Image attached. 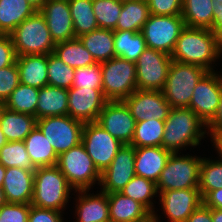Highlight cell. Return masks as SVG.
I'll list each match as a JSON object with an SVG mask.
<instances>
[{
    "instance_id": "obj_48",
    "label": "cell",
    "mask_w": 222,
    "mask_h": 222,
    "mask_svg": "<svg viewBox=\"0 0 222 222\" xmlns=\"http://www.w3.org/2000/svg\"><path fill=\"white\" fill-rule=\"evenodd\" d=\"M213 6V23L210 30L222 42V0H211Z\"/></svg>"
},
{
    "instance_id": "obj_13",
    "label": "cell",
    "mask_w": 222,
    "mask_h": 222,
    "mask_svg": "<svg viewBox=\"0 0 222 222\" xmlns=\"http://www.w3.org/2000/svg\"><path fill=\"white\" fill-rule=\"evenodd\" d=\"M222 94V75L208 71L196 85L190 108L206 125L215 115Z\"/></svg>"
},
{
    "instance_id": "obj_9",
    "label": "cell",
    "mask_w": 222,
    "mask_h": 222,
    "mask_svg": "<svg viewBox=\"0 0 222 222\" xmlns=\"http://www.w3.org/2000/svg\"><path fill=\"white\" fill-rule=\"evenodd\" d=\"M36 126L58 156L82 142L84 123L69 115L44 117L36 121Z\"/></svg>"
},
{
    "instance_id": "obj_50",
    "label": "cell",
    "mask_w": 222,
    "mask_h": 222,
    "mask_svg": "<svg viewBox=\"0 0 222 222\" xmlns=\"http://www.w3.org/2000/svg\"><path fill=\"white\" fill-rule=\"evenodd\" d=\"M185 222H213L210 208L202 203Z\"/></svg>"
},
{
    "instance_id": "obj_2",
    "label": "cell",
    "mask_w": 222,
    "mask_h": 222,
    "mask_svg": "<svg viewBox=\"0 0 222 222\" xmlns=\"http://www.w3.org/2000/svg\"><path fill=\"white\" fill-rule=\"evenodd\" d=\"M203 129L206 125L190 108H171L165 120L162 147L177 153L186 146H198L206 137Z\"/></svg>"
},
{
    "instance_id": "obj_40",
    "label": "cell",
    "mask_w": 222,
    "mask_h": 222,
    "mask_svg": "<svg viewBox=\"0 0 222 222\" xmlns=\"http://www.w3.org/2000/svg\"><path fill=\"white\" fill-rule=\"evenodd\" d=\"M48 85L64 89L72 87L75 69L64 63L54 53L47 55Z\"/></svg>"
},
{
    "instance_id": "obj_36",
    "label": "cell",
    "mask_w": 222,
    "mask_h": 222,
    "mask_svg": "<svg viewBox=\"0 0 222 222\" xmlns=\"http://www.w3.org/2000/svg\"><path fill=\"white\" fill-rule=\"evenodd\" d=\"M39 90L38 88L20 83L3 103L4 107L14 112L36 117Z\"/></svg>"
},
{
    "instance_id": "obj_8",
    "label": "cell",
    "mask_w": 222,
    "mask_h": 222,
    "mask_svg": "<svg viewBox=\"0 0 222 222\" xmlns=\"http://www.w3.org/2000/svg\"><path fill=\"white\" fill-rule=\"evenodd\" d=\"M171 153L156 182L158 192L198 188L202 157Z\"/></svg>"
},
{
    "instance_id": "obj_24",
    "label": "cell",
    "mask_w": 222,
    "mask_h": 222,
    "mask_svg": "<svg viewBox=\"0 0 222 222\" xmlns=\"http://www.w3.org/2000/svg\"><path fill=\"white\" fill-rule=\"evenodd\" d=\"M20 83L41 89L48 85L47 55H22L16 58Z\"/></svg>"
},
{
    "instance_id": "obj_51",
    "label": "cell",
    "mask_w": 222,
    "mask_h": 222,
    "mask_svg": "<svg viewBox=\"0 0 222 222\" xmlns=\"http://www.w3.org/2000/svg\"><path fill=\"white\" fill-rule=\"evenodd\" d=\"M203 204L209 208L222 209V188L210 191L203 198Z\"/></svg>"
},
{
    "instance_id": "obj_7",
    "label": "cell",
    "mask_w": 222,
    "mask_h": 222,
    "mask_svg": "<svg viewBox=\"0 0 222 222\" xmlns=\"http://www.w3.org/2000/svg\"><path fill=\"white\" fill-rule=\"evenodd\" d=\"M74 190H90L100 183L101 173L87 154L83 143L72 147L58 156L56 165Z\"/></svg>"
},
{
    "instance_id": "obj_23",
    "label": "cell",
    "mask_w": 222,
    "mask_h": 222,
    "mask_svg": "<svg viewBox=\"0 0 222 222\" xmlns=\"http://www.w3.org/2000/svg\"><path fill=\"white\" fill-rule=\"evenodd\" d=\"M76 222H110L107 193L100 191L96 195L89 190H76ZM79 199V200H78Z\"/></svg>"
},
{
    "instance_id": "obj_49",
    "label": "cell",
    "mask_w": 222,
    "mask_h": 222,
    "mask_svg": "<svg viewBox=\"0 0 222 222\" xmlns=\"http://www.w3.org/2000/svg\"><path fill=\"white\" fill-rule=\"evenodd\" d=\"M207 134H222V94L214 117L206 124Z\"/></svg>"
},
{
    "instance_id": "obj_58",
    "label": "cell",
    "mask_w": 222,
    "mask_h": 222,
    "mask_svg": "<svg viewBox=\"0 0 222 222\" xmlns=\"http://www.w3.org/2000/svg\"><path fill=\"white\" fill-rule=\"evenodd\" d=\"M3 108H4V104L3 102H0V118H1V113H2Z\"/></svg>"
},
{
    "instance_id": "obj_30",
    "label": "cell",
    "mask_w": 222,
    "mask_h": 222,
    "mask_svg": "<svg viewBox=\"0 0 222 222\" xmlns=\"http://www.w3.org/2000/svg\"><path fill=\"white\" fill-rule=\"evenodd\" d=\"M150 16L147 0H133L122 3V10L114 30L141 32Z\"/></svg>"
},
{
    "instance_id": "obj_53",
    "label": "cell",
    "mask_w": 222,
    "mask_h": 222,
    "mask_svg": "<svg viewBox=\"0 0 222 222\" xmlns=\"http://www.w3.org/2000/svg\"><path fill=\"white\" fill-rule=\"evenodd\" d=\"M213 222H222V209L210 208Z\"/></svg>"
},
{
    "instance_id": "obj_56",
    "label": "cell",
    "mask_w": 222,
    "mask_h": 222,
    "mask_svg": "<svg viewBox=\"0 0 222 222\" xmlns=\"http://www.w3.org/2000/svg\"><path fill=\"white\" fill-rule=\"evenodd\" d=\"M7 139L4 136V133L0 129V149L7 143Z\"/></svg>"
},
{
    "instance_id": "obj_39",
    "label": "cell",
    "mask_w": 222,
    "mask_h": 222,
    "mask_svg": "<svg viewBox=\"0 0 222 222\" xmlns=\"http://www.w3.org/2000/svg\"><path fill=\"white\" fill-rule=\"evenodd\" d=\"M0 163L5 167H18L20 169L35 170L24 141L7 142L0 149Z\"/></svg>"
},
{
    "instance_id": "obj_17",
    "label": "cell",
    "mask_w": 222,
    "mask_h": 222,
    "mask_svg": "<svg viewBox=\"0 0 222 222\" xmlns=\"http://www.w3.org/2000/svg\"><path fill=\"white\" fill-rule=\"evenodd\" d=\"M108 100L102 89L71 87L68 89V115L80 122H97Z\"/></svg>"
},
{
    "instance_id": "obj_16",
    "label": "cell",
    "mask_w": 222,
    "mask_h": 222,
    "mask_svg": "<svg viewBox=\"0 0 222 222\" xmlns=\"http://www.w3.org/2000/svg\"><path fill=\"white\" fill-rule=\"evenodd\" d=\"M136 122L157 119L165 121L171 109L162 91L135 90L123 100Z\"/></svg>"
},
{
    "instance_id": "obj_1",
    "label": "cell",
    "mask_w": 222,
    "mask_h": 222,
    "mask_svg": "<svg viewBox=\"0 0 222 222\" xmlns=\"http://www.w3.org/2000/svg\"><path fill=\"white\" fill-rule=\"evenodd\" d=\"M221 55L222 42L210 29L185 26L171 58L180 63L201 66L207 71H215L211 64Z\"/></svg>"
},
{
    "instance_id": "obj_35",
    "label": "cell",
    "mask_w": 222,
    "mask_h": 222,
    "mask_svg": "<svg viewBox=\"0 0 222 222\" xmlns=\"http://www.w3.org/2000/svg\"><path fill=\"white\" fill-rule=\"evenodd\" d=\"M75 38L98 29L93 0H68Z\"/></svg>"
},
{
    "instance_id": "obj_47",
    "label": "cell",
    "mask_w": 222,
    "mask_h": 222,
    "mask_svg": "<svg viewBox=\"0 0 222 222\" xmlns=\"http://www.w3.org/2000/svg\"><path fill=\"white\" fill-rule=\"evenodd\" d=\"M16 53L10 35L0 34V69L16 62Z\"/></svg>"
},
{
    "instance_id": "obj_33",
    "label": "cell",
    "mask_w": 222,
    "mask_h": 222,
    "mask_svg": "<svg viewBox=\"0 0 222 222\" xmlns=\"http://www.w3.org/2000/svg\"><path fill=\"white\" fill-rule=\"evenodd\" d=\"M115 56L136 62L147 48L141 32L113 30Z\"/></svg>"
},
{
    "instance_id": "obj_3",
    "label": "cell",
    "mask_w": 222,
    "mask_h": 222,
    "mask_svg": "<svg viewBox=\"0 0 222 222\" xmlns=\"http://www.w3.org/2000/svg\"><path fill=\"white\" fill-rule=\"evenodd\" d=\"M73 189L57 166L38 167L34 171L31 205L62 212Z\"/></svg>"
},
{
    "instance_id": "obj_38",
    "label": "cell",
    "mask_w": 222,
    "mask_h": 222,
    "mask_svg": "<svg viewBox=\"0 0 222 222\" xmlns=\"http://www.w3.org/2000/svg\"><path fill=\"white\" fill-rule=\"evenodd\" d=\"M222 188V160L203 157L199 171L198 189L202 199L213 190Z\"/></svg>"
},
{
    "instance_id": "obj_12",
    "label": "cell",
    "mask_w": 222,
    "mask_h": 222,
    "mask_svg": "<svg viewBox=\"0 0 222 222\" xmlns=\"http://www.w3.org/2000/svg\"><path fill=\"white\" fill-rule=\"evenodd\" d=\"M82 143L100 173L110 165L116 153L123 146L97 122L84 124Z\"/></svg>"
},
{
    "instance_id": "obj_29",
    "label": "cell",
    "mask_w": 222,
    "mask_h": 222,
    "mask_svg": "<svg viewBox=\"0 0 222 222\" xmlns=\"http://www.w3.org/2000/svg\"><path fill=\"white\" fill-rule=\"evenodd\" d=\"M78 38L96 63H102L115 57L113 30L98 28Z\"/></svg>"
},
{
    "instance_id": "obj_25",
    "label": "cell",
    "mask_w": 222,
    "mask_h": 222,
    "mask_svg": "<svg viewBox=\"0 0 222 222\" xmlns=\"http://www.w3.org/2000/svg\"><path fill=\"white\" fill-rule=\"evenodd\" d=\"M68 115V90L46 85L39 90L36 119Z\"/></svg>"
},
{
    "instance_id": "obj_28",
    "label": "cell",
    "mask_w": 222,
    "mask_h": 222,
    "mask_svg": "<svg viewBox=\"0 0 222 222\" xmlns=\"http://www.w3.org/2000/svg\"><path fill=\"white\" fill-rule=\"evenodd\" d=\"M24 143L35 168L57 165L58 155L37 126L25 138Z\"/></svg>"
},
{
    "instance_id": "obj_44",
    "label": "cell",
    "mask_w": 222,
    "mask_h": 222,
    "mask_svg": "<svg viewBox=\"0 0 222 222\" xmlns=\"http://www.w3.org/2000/svg\"><path fill=\"white\" fill-rule=\"evenodd\" d=\"M31 204L6 203L0 207V222H28Z\"/></svg>"
},
{
    "instance_id": "obj_5",
    "label": "cell",
    "mask_w": 222,
    "mask_h": 222,
    "mask_svg": "<svg viewBox=\"0 0 222 222\" xmlns=\"http://www.w3.org/2000/svg\"><path fill=\"white\" fill-rule=\"evenodd\" d=\"M203 67L172 60L162 90L171 108H187L194 89L207 73Z\"/></svg>"
},
{
    "instance_id": "obj_18",
    "label": "cell",
    "mask_w": 222,
    "mask_h": 222,
    "mask_svg": "<svg viewBox=\"0 0 222 222\" xmlns=\"http://www.w3.org/2000/svg\"><path fill=\"white\" fill-rule=\"evenodd\" d=\"M158 193L161 209L169 222H185L203 203L198 188L166 190Z\"/></svg>"
},
{
    "instance_id": "obj_57",
    "label": "cell",
    "mask_w": 222,
    "mask_h": 222,
    "mask_svg": "<svg viewBox=\"0 0 222 222\" xmlns=\"http://www.w3.org/2000/svg\"><path fill=\"white\" fill-rule=\"evenodd\" d=\"M6 203H7V201H6L3 189H2V187H0V207Z\"/></svg>"
},
{
    "instance_id": "obj_54",
    "label": "cell",
    "mask_w": 222,
    "mask_h": 222,
    "mask_svg": "<svg viewBox=\"0 0 222 222\" xmlns=\"http://www.w3.org/2000/svg\"><path fill=\"white\" fill-rule=\"evenodd\" d=\"M28 1L30 4H32L37 10H39L41 8V6L43 5V3L46 0H26Z\"/></svg>"
},
{
    "instance_id": "obj_6",
    "label": "cell",
    "mask_w": 222,
    "mask_h": 222,
    "mask_svg": "<svg viewBox=\"0 0 222 222\" xmlns=\"http://www.w3.org/2000/svg\"><path fill=\"white\" fill-rule=\"evenodd\" d=\"M100 66L102 92L108 101H122L137 90L135 62L115 56Z\"/></svg>"
},
{
    "instance_id": "obj_45",
    "label": "cell",
    "mask_w": 222,
    "mask_h": 222,
    "mask_svg": "<svg viewBox=\"0 0 222 222\" xmlns=\"http://www.w3.org/2000/svg\"><path fill=\"white\" fill-rule=\"evenodd\" d=\"M149 12L156 16L182 14V0H147Z\"/></svg>"
},
{
    "instance_id": "obj_55",
    "label": "cell",
    "mask_w": 222,
    "mask_h": 222,
    "mask_svg": "<svg viewBox=\"0 0 222 222\" xmlns=\"http://www.w3.org/2000/svg\"><path fill=\"white\" fill-rule=\"evenodd\" d=\"M6 172V168L0 163V187L3 185V179Z\"/></svg>"
},
{
    "instance_id": "obj_59",
    "label": "cell",
    "mask_w": 222,
    "mask_h": 222,
    "mask_svg": "<svg viewBox=\"0 0 222 222\" xmlns=\"http://www.w3.org/2000/svg\"><path fill=\"white\" fill-rule=\"evenodd\" d=\"M119 1L123 3V2L133 1V0H119Z\"/></svg>"
},
{
    "instance_id": "obj_26",
    "label": "cell",
    "mask_w": 222,
    "mask_h": 222,
    "mask_svg": "<svg viewBox=\"0 0 222 222\" xmlns=\"http://www.w3.org/2000/svg\"><path fill=\"white\" fill-rule=\"evenodd\" d=\"M36 117L14 112L3 108L0 118V129L8 142L24 141L36 127Z\"/></svg>"
},
{
    "instance_id": "obj_32",
    "label": "cell",
    "mask_w": 222,
    "mask_h": 222,
    "mask_svg": "<svg viewBox=\"0 0 222 222\" xmlns=\"http://www.w3.org/2000/svg\"><path fill=\"white\" fill-rule=\"evenodd\" d=\"M53 53L74 69L88 67L96 63L79 38L57 43Z\"/></svg>"
},
{
    "instance_id": "obj_34",
    "label": "cell",
    "mask_w": 222,
    "mask_h": 222,
    "mask_svg": "<svg viewBox=\"0 0 222 222\" xmlns=\"http://www.w3.org/2000/svg\"><path fill=\"white\" fill-rule=\"evenodd\" d=\"M211 0H182V18L187 27L208 28L213 23Z\"/></svg>"
},
{
    "instance_id": "obj_46",
    "label": "cell",
    "mask_w": 222,
    "mask_h": 222,
    "mask_svg": "<svg viewBox=\"0 0 222 222\" xmlns=\"http://www.w3.org/2000/svg\"><path fill=\"white\" fill-rule=\"evenodd\" d=\"M62 213L64 212L31 205L28 222H64Z\"/></svg>"
},
{
    "instance_id": "obj_14",
    "label": "cell",
    "mask_w": 222,
    "mask_h": 222,
    "mask_svg": "<svg viewBox=\"0 0 222 222\" xmlns=\"http://www.w3.org/2000/svg\"><path fill=\"white\" fill-rule=\"evenodd\" d=\"M97 123L123 145L131 144L136 121L123 100L107 101Z\"/></svg>"
},
{
    "instance_id": "obj_21",
    "label": "cell",
    "mask_w": 222,
    "mask_h": 222,
    "mask_svg": "<svg viewBox=\"0 0 222 222\" xmlns=\"http://www.w3.org/2000/svg\"><path fill=\"white\" fill-rule=\"evenodd\" d=\"M110 222H154L153 215L139 202L120 192L107 193Z\"/></svg>"
},
{
    "instance_id": "obj_42",
    "label": "cell",
    "mask_w": 222,
    "mask_h": 222,
    "mask_svg": "<svg viewBox=\"0 0 222 222\" xmlns=\"http://www.w3.org/2000/svg\"><path fill=\"white\" fill-rule=\"evenodd\" d=\"M72 87L102 89V72L100 63L94 65L76 68Z\"/></svg>"
},
{
    "instance_id": "obj_37",
    "label": "cell",
    "mask_w": 222,
    "mask_h": 222,
    "mask_svg": "<svg viewBox=\"0 0 222 222\" xmlns=\"http://www.w3.org/2000/svg\"><path fill=\"white\" fill-rule=\"evenodd\" d=\"M165 121L157 119L136 122L130 145L134 148L162 146Z\"/></svg>"
},
{
    "instance_id": "obj_27",
    "label": "cell",
    "mask_w": 222,
    "mask_h": 222,
    "mask_svg": "<svg viewBox=\"0 0 222 222\" xmlns=\"http://www.w3.org/2000/svg\"><path fill=\"white\" fill-rule=\"evenodd\" d=\"M36 11L26 0H0V34L9 35Z\"/></svg>"
},
{
    "instance_id": "obj_41",
    "label": "cell",
    "mask_w": 222,
    "mask_h": 222,
    "mask_svg": "<svg viewBox=\"0 0 222 222\" xmlns=\"http://www.w3.org/2000/svg\"><path fill=\"white\" fill-rule=\"evenodd\" d=\"M122 10L119 0H93V11L99 28L114 30Z\"/></svg>"
},
{
    "instance_id": "obj_11",
    "label": "cell",
    "mask_w": 222,
    "mask_h": 222,
    "mask_svg": "<svg viewBox=\"0 0 222 222\" xmlns=\"http://www.w3.org/2000/svg\"><path fill=\"white\" fill-rule=\"evenodd\" d=\"M171 62L170 55L147 47L135 62L137 89L162 91Z\"/></svg>"
},
{
    "instance_id": "obj_19",
    "label": "cell",
    "mask_w": 222,
    "mask_h": 222,
    "mask_svg": "<svg viewBox=\"0 0 222 222\" xmlns=\"http://www.w3.org/2000/svg\"><path fill=\"white\" fill-rule=\"evenodd\" d=\"M39 12L45 18L55 44L75 38L68 0H47Z\"/></svg>"
},
{
    "instance_id": "obj_4",
    "label": "cell",
    "mask_w": 222,
    "mask_h": 222,
    "mask_svg": "<svg viewBox=\"0 0 222 222\" xmlns=\"http://www.w3.org/2000/svg\"><path fill=\"white\" fill-rule=\"evenodd\" d=\"M16 56L51 54L55 43L51 38L45 18L37 10L25 19L10 34Z\"/></svg>"
},
{
    "instance_id": "obj_31",
    "label": "cell",
    "mask_w": 222,
    "mask_h": 222,
    "mask_svg": "<svg viewBox=\"0 0 222 222\" xmlns=\"http://www.w3.org/2000/svg\"><path fill=\"white\" fill-rule=\"evenodd\" d=\"M120 193L141 203L153 215L154 222H160L152 202V199L158 193L154 181L135 175Z\"/></svg>"
},
{
    "instance_id": "obj_43",
    "label": "cell",
    "mask_w": 222,
    "mask_h": 222,
    "mask_svg": "<svg viewBox=\"0 0 222 222\" xmlns=\"http://www.w3.org/2000/svg\"><path fill=\"white\" fill-rule=\"evenodd\" d=\"M20 84L17 63L0 69V102L6 99Z\"/></svg>"
},
{
    "instance_id": "obj_22",
    "label": "cell",
    "mask_w": 222,
    "mask_h": 222,
    "mask_svg": "<svg viewBox=\"0 0 222 222\" xmlns=\"http://www.w3.org/2000/svg\"><path fill=\"white\" fill-rule=\"evenodd\" d=\"M171 153L162 146L135 148V174L156 183Z\"/></svg>"
},
{
    "instance_id": "obj_15",
    "label": "cell",
    "mask_w": 222,
    "mask_h": 222,
    "mask_svg": "<svg viewBox=\"0 0 222 222\" xmlns=\"http://www.w3.org/2000/svg\"><path fill=\"white\" fill-rule=\"evenodd\" d=\"M135 148L123 145L110 165L101 173V191L105 193L120 192L135 174Z\"/></svg>"
},
{
    "instance_id": "obj_20",
    "label": "cell",
    "mask_w": 222,
    "mask_h": 222,
    "mask_svg": "<svg viewBox=\"0 0 222 222\" xmlns=\"http://www.w3.org/2000/svg\"><path fill=\"white\" fill-rule=\"evenodd\" d=\"M34 171L18 167L6 168L2 189L7 203L31 204Z\"/></svg>"
},
{
    "instance_id": "obj_52",
    "label": "cell",
    "mask_w": 222,
    "mask_h": 222,
    "mask_svg": "<svg viewBox=\"0 0 222 222\" xmlns=\"http://www.w3.org/2000/svg\"><path fill=\"white\" fill-rule=\"evenodd\" d=\"M211 141L214 144L213 146L219 154L220 160H222V134H210Z\"/></svg>"
},
{
    "instance_id": "obj_10",
    "label": "cell",
    "mask_w": 222,
    "mask_h": 222,
    "mask_svg": "<svg viewBox=\"0 0 222 222\" xmlns=\"http://www.w3.org/2000/svg\"><path fill=\"white\" fill-rule=\"evenodd\" d=\"M181 15L156 16L150 14L141 33L148 48L171 56L181 31L185 28Z\"/></svg>"
}]
</instances>
